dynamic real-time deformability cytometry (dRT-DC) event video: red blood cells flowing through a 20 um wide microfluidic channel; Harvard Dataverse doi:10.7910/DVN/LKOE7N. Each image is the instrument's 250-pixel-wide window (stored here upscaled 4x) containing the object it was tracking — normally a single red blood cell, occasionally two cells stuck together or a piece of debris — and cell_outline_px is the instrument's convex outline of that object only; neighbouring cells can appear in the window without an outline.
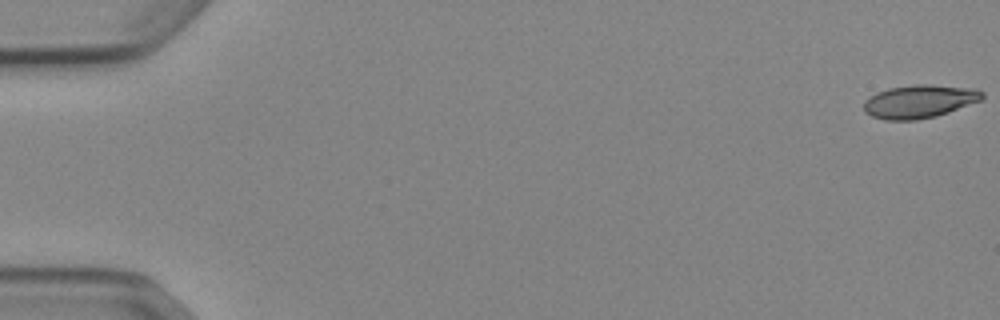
{"species": "Egyptian fruit bat (a non-hibernating species)", "species_latin": "Rousettus aegyptiacus", "temperature_condition": "cold", "stored_images_in_passage": 53, "camera_frame_rate_fps": 3000, "um_per_image_px": 0.085, "animal": {"sex": "female"}, "frame": {"image": 1, "passage_image": 1, "time_ms": 0.0, "image_size_px": [1000, 320], "cell_outline_px": [[984, 96], [980, 100], [948, 112], [936, 116], [916, 120], [884, 120], [872, 116], [864, 112], [864, 100], [876, 92], [888, 88], [916, 84], [928, 84], [976, 88], [984, 92]], "centroid_in_image_um": [78.13, 8.61], "position_along_channel_um": 6.9, "area_um2": 23.0}}
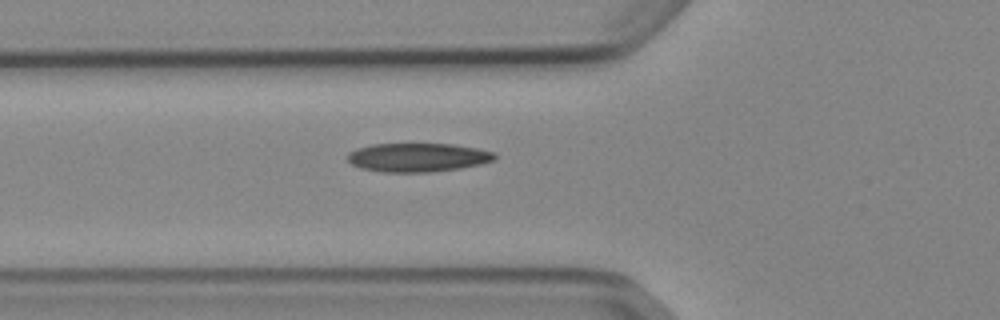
{"frame": {"image": 2, "passage_image": 20, "time_ms": 6.333, "image_size_px": [1000, 320], "cell_outline_px": [[496, 156], [492, 160], [480, 164], [460, 168], [428, 172], [384, 172], [360, 168], [352, 164], [348, 160], [348, 152], [356, 148], [372, 144], [452, 144], [476, 148], [496, 152]], "centroid_in_image_um": [35.48, 13.37], "position_along_channel_um": 90.3, "area_um2": 24.57}}
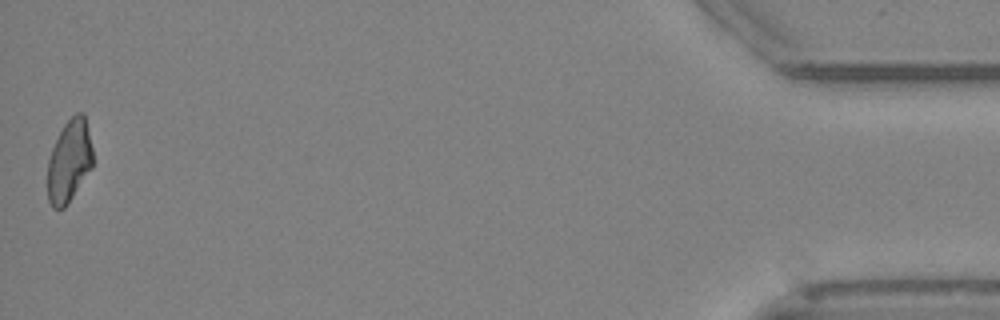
{"frame": {"image": 3, "passage_image": 53, "time_ms": 17.333, "image_size_px": [1000, 320], "cell_outline_px": [[92, 168], [68, 204], [64, 208], [52, 208], [48, 200], [48, 160], [52, 148], [64, 124], [76, 112], [84, 112], [92, 148]], "centroid_in_image_um": [5.89, 13.7], "position_along_channel_um": 429.3, "area_um2": 21.68}, "authors_computed_cell_mechanics": {"area_um2": 23.2356, "velocity_mm_per_s": 3.8961, "shape_relaxation_time_tau1_ms": null, "shape_relaxation_time_tau2_ms": 4.4118, "deformation_change_tau1": null, "deformation_change_tau2": 0.126}}